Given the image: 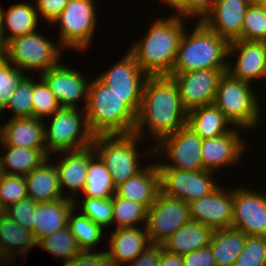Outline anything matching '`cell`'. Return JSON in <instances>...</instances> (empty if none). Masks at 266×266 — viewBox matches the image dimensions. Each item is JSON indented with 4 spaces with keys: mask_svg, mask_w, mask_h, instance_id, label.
Returning a JSON list of instances; mask_svg holds the SVG:
<instances>
[{
    "mask_svg": "<svg viewBox=\"0 0 266 266\" xmlns=\"http://www.w3.org/2000/svg\"><path fill=\"white\" fill-rule=\"evenodd\" d=\"M213 233L211 227L190 220L179 227L162 246L167 252L182 256L208 246Z\"/></svg>",
    "mask_w": 266,
    "mask_h": 266,
    "instance_id": "4316f807",
    "label": "cell"
},
{
    "mask_svg": "<svg viewBox=\"0 0 266 266\" xmlns=\"http://www.w3.org/2000/svg\"><path fill=\"white\" fill-rule=\"evenodd\" d=\"M60 153L63 155H61V160L56 162L55 167L58 171L61 192L63 197H67V193L66 196L64 195L65 188L69 189L68 191L71 190L73 196L69 198L74 201V194L81 193L86 183L88 148Z\"/></svg>",
    "mask_w": 266,
    "mask_h": 266,
    "instance_id": "d4e9b609",
    "label": "cell"
},
{
    "mask_svg": "<svg viewBox=\"0 0 266 266\" xmlns=\"http://www.w3.org/2000/svg\"><path fill=\"white\" fill-rule=\"evenodd\" d=\"M38 12L33 4L17 3L7 11L2 8V37L7 43L11 39L37 31ZM6 27L10 34L6 33Z\"/></svg>",
    "mask_w": 266,
    "mask_h": 266,
    "instance_id": "f1b7e54d",
    "label": "cell"
},
{
    "mask_svg": "<svg viewBox=\"0 0 266 266\" xmlns=\"http://www.w3.org/2000/svg\"><path fill=\"white\" fill-rule=\"evenodd\" d=\"M241 40L266 42V10L253 0L245 12Z\"/></svg>",
    "mask_w": 266,
    "mask_h": 266,
    "instance_id": "8d00e7d4",
    "label": "cell"
},
{
    "mask_svg": "<svg viewBox=\"0 0 266 266\" xmlns=\"http://www.w3.org/2000/svg\"><path fill=\"white\" fill-rule=\"evenodd\" d=\"M189 204L190 220L205 224L213 230L231 228L233 220V190L219 186L211 194Z\"/></svg>",
    "mask_w": 266,
    "mask_h": 266,
    "instance_id": "e0dca14e",
    "label": "cell"
},
{
    "mask_svg": "<svg viewBox=\"0 0 266 266\" xmlns=\"http://www.w3.org/2000/svg\"><path fill=\"white\" fill-rule=\"evenodd\" d=\"M187 114L177 86L170 76H148L133 133L145 139L143 131H147L155 146L164 137L186 126Z\"/></svg>",
    "mask_w": 266,
    "mask_h": 266,
    "instance_id": "6da1fadb",
    "label": "cell"
},
{
    "mask_svg": "<svg viewBox=\"0 0 266 266\" xmlns=\"http://www.w3.org/2000/svg\"><path fill=\"white\" fill-rule=\"evenodd\" d=\"M1 156V155H0ZM2 169H1V160H0V178H1V176H2Z\"/></svg>",
    "mask_w": 266,
    "mask_h": 266,
    "instance_id": "680465c9",
    "label": "cell"
},
{
    "mask_svg": "<svg viewBox=\"0 0 266 266\" xmlns=\"http://www.w3.org/2000/svg\"><path fill=\"white\" fill-rule=\"evenodd\" d=\"M246 241L243 231L226 228L214 230L209 244L216 266H233Z\"/></svg>",
    "mask_w": 266,
    "mask_h": 266,
    "instance_id": "1f68e13d",
    "label": "cell"
},
{
    "mask_svg": "<svg viewBox=\"0 0 266 266\" xmlns=\"http://www.w3.org/2000/svg\"><path fill=\"white\" fill-rule=\"evenodd\" d=\"M189 221V204L159 191L155 202L147 209L145 227L150 243L162 245Z\"/></svg>",
    "mask_w": 266,
    "mask_h": 266,
    "instance_id": "8fae6325",
    "label": "cell"
},
{
    "mask_svg": "<svg viewBox=\"0 0 266 266\" xmlns=\"http://www.w3.org/2000/svg\"><path fill=\"white\" fill-rule=\"evenodd\" d=\"M77 202L69 197H63L51 202L37 203L32 231L37 242L48 235L53 234L68 226V218L71 210Z\"/></svg>",
    "mask_w": 266,
    "mask_h": 266,
    "instance_id": "cb8c5ba5",
    "label": "cell"
},
{
    "mask_svg": "<svg viewBox=\"0 0 266 266\" xmlns=\"http://www.w3.org/2000/svg\"><path fill=\"white\" fill-rule=\"evenodd\" d=\"M6 44L2 35H0V62L6 60Z\"/></svg>",
    "mask_w": 266,
    "mask_h": 266,
    "instance_id": "f5cc1de1",
    "label": "cell"
},
{
    "mask_svg": "<svg viewBox=\"0 0 266 266\" xmlns=\"http://www.w3.org/2000/svg\"><path fill=\"white\" fill-rule=\"evenodd\" d=\"M241 129L233 127L224 135L203 140L201 148L203 170L216 172L220 167L225 168V165H235L240 162L247 145L240 137Z\"/></svg>",
    "mask_w": 266,
    "mask_h": 266,
    "instance_id": "d6986e66",
    "label": "cell"
},
{
    "mask_svg": "<svg viewBox=\"0 0 266 266\" xmlns=\"http://www.w3.org/2000/svg\"><path fill=\"white\" fill-rule=\"evenodd\" d=\"M33 79L25 76L10 97L6 109L13 112L11 119L33 117Z\"/></svg>",
    "mask_w": 266,
    "mask_h": 266,
    "instance_id": "74e56055",
    "label": "cell"
},
{
    "mask_svg": "<svg viewBox=\"0 0 266 266\" xmlns=\"http://www.w3.org/2000/svg\"><path fill=\"white\" fill-rule=\"evenodd\" d=\"M227 69H200L196 71L170 73L187 112L213 104L218 83Z\"/></svg>",
    "mask_w": 266,
    "mask_h": 266,
    "instance_id": "5bb4252c",
    "label": "cell"
},
{
    "mask_svg": "<svg viewBox=\"0 0 266 266\" xmlns=\"http://www.w3.org/2000/svg\"><path fill=\"white\" fill-rule=\"evenodd\" d=\"M231 227L247 236H266V193L246 188L233 190Z\"/></svg>",
    "mask_w": 266,
    "mask_h": 266,
    "instance_id": "9a60e30c",
    "label": "cell"
},
{
    "mask_svg": "<svg viewBox=\"0 0 266 266\" xmlns=\"http://www.w3.org/2000/svg\"><path fill=\"white\" fill-rule=\"evenodd\" d=\"M6 261H7V260H5V263H4V261H3V265L5 264L4 266H10V265L7 264ZM3 265L1 264L0 266H3Z\"/></svg>",
    "mask_w": 266,
    "mask_h": 266,
    "instance_id": "91938a15",
    "label": "cell"
},
{
    "mask_svg": "<svg viewBox=\"0 0 266 266\" xmlns=\"http://www.w3.org/2000/svg\"><path fill=\"white\" fill-rule=\"evenodd\" d=\"M116 192L108 168L95 153L92 146L88 147L87 178L82 194L89 198H109Z\"/></svg>",
    "mask_w": 266,
    "mask_h": 266,
    "instance_id": "4dcf8cb0",
    "label": "cell"
},
{
    "mask_svg": "<svg viewBox=\"0 0 266 266\" xmlns=\"http://www.w3.org/2000/svg\"><path fill=\"white\" fill-rule=\"evenodd\" d=\"M252 88V84L241 81L228 72H224L219 80L214 104L233 127L254 129L261 121L260 98Z\"/></svg>",
    "mask_w": 266,
    "mask_h": 266,
    "instance_id": "5b68a950",
    "label": "cell"
},
{
    "mask_svg": "<svg viewBox=\"0 0 266 266\" xmlns=\"http://www.w3.org/2000/svg\"><path fill=\"white\" fill-rule=\"evenodd\" d=\"M0 243L9 257L24 255L37 245L33 231L21 227L7 215L0 217ZM14 254V255H13Z\"/></svg>",
    "mask_w": 266,
    "mask_h": 266,
    "instance_id": "d6a6232c",
    "label": "cell"
},
{
    "mask_svg": "<svg viewBox=\"0 0 266 266\" xmlns=\"http://www.w3.org/2000/svg\"><path fill=\"white\" fill-rule=\"evenodd\" d=\"M140 140L142 139L134 133L94 137L92 147L108 168L116 187L144 168L139 163L141 155L137 143Z\"/></svg>",
    "mask_w": 266,
    "mask_h": 266,
    "instance_id": "8992f818",
    "label": "cell"
},
{
    "mask_svg": "<svg viewBox=\"0 0 266 266\" xmlns=\"http://www.w3.org/2000/svg\"><path fill=\"white\" fill-rule=\"evenodd\" d=\"M146 216L147 209L142 204L118 197L116 194L113 195L111 225L116 223V229L137 227L140 222L145 227Z\"/></svg>",
    "mask_w": 266,
    "mask_h": 266,
    "instance_id": "d590c367",
    "label": "cell"
},
{
    "mask_svg": "<svg viewBox=\"0 0 266 266\" xmlns=\"http://www.w3.org/2000/svg\"><path fill=\"white\" fill-rule=\"evenodd\" d=\"M6 215V207L3 205L0 199V217Z\"/></svg>",
    "mask_w": 266,
    "mask_h": 266,
    "instance_id": "11a10c76",
    "label": "cell"
},
{
    "mask_svg": "<svg viewBox=\"0 0 266 266\" xmlns=\"http://www.w3.org/2000/svg\"><path fill=\"white\" fill-rule=\"evenodd\" d=\"M2 146L47 149L44 120L35 117L14 118L0 125Z\"/></svg>",
    "mask_w": 266,
    "mask_h": 266,
    "instance_id": "7402d4cb",
    "label": "cell"
},
{
    "mask_svg": "<svg viewBox=\"0 0 266 266\" xmlns=\"http://www.w3.org/2000/svg\"><path fill=\"white\" fill-rule=\"evenodd\" d=\"M216 1L217 0H186V18L196 16L198 21L202 20L213 8Z\"/></svg>",
    "mask_w": 266,
    "mask_h": 266,
    "instance_id": "681fc988",
    "label": "cell"
},
{
    "mask_svg": "<svg viewBox=\"0 0 266 266\" xmlns=\"http://www.w3.org/2000/svg\"><path fill=\"white\" fill-rule=\"evenodd\" d=\"M257 1L266 10V0H257Z\"/></svg>",
    "mask_w": 266,
    "mask_h": 266,
    "instance_id": "6f0895ef",
    "label": "cell"
},
{
    "mask_svg": "<svg viewBox=\"0 0 266 266\" xmlns=\"http://www.w3.org/2000/svg\"><path fill=\"white\" fill-rule=\"evenodd\" d=\"M230 56H237L234 66L227 65L231 76L250 84L254 79L266 78V42L233 40L228 49Z\"/></svg>",
    "mask_w": 266,
    "mask_h": 266,
    "instance_id": "ac0fdd59",
    "label": "cell"
},
{
    "mask_svg": "<svg viewBox=\"0 0 266 266\" xmlns=\"http://www.w3.org/2000/svg\"><path fill=\"white\" fill-rule=\"evenodd\" d=\"M193 30H185L171 73L200 69H227L230 42L208 28L201 20Z\"/></svg>",
    "mask_w": 266,
    "mask_h": 266,
    "instance_id": "277c9868",
    "label": "cell"
},
{
    "mask_svg": "<svg viewBox=\"0 0 266 266\" xmlns=\"http://www.w3.org/2000/svg\"><path fill=\"white\" fill-rule=\"evenodd\" d=\"M160 191L168 196L179 198L187 203L214 192L219 184L213 171H183L172 168H158Z\"/></svg>",
    "mask_w": 266,
    "mask_h": 266,
    "instance_id": "4fadbf2b",
    "label": "cell"
},
{
    "mask_svg": "<svg viewBox=\"0 0 266 266\" xmlns=\"http://www.w3.org/2000/svg\"><path fill=\"white\" fill-rule=\"evenodd\" d=\"M160 191V174L157 163L146 165L136 175L116 187L118 197L142 204L148 209Z\"/></svg>",
    "mask_w": 266,
    "mask_h": 266,
    "instance_id": "603a6c76",
    "label": "cell"
},
{
    "mask_svg": "<svg viewBox=\"0 0 266 266\" xmlns=\"http://www.w3.org/2000/svg\"><path fill=\"white\" fill-rule=\"evenodd\" d=\"M36 206L37 202L27 196L17 203L9 205L6 208V215L21 227L32 231Z\"/></svg>",
    "mask_w": 266,
    "mask_h": 266,
    "instance_id": "ee69618b",
    "label": "cell"
},
{
    "mask_svg": "<svg viewBox=\"0 0 266 266\" xmlns=\"http://www.w3.org/2000/svg\"><path fill=\"white\" fill-rule=\"evenodd\" d=\"M184 266H216L210 246L182 255Z\"/></svg>",
    "mask_w": 266,
    "mask_h": 266,
    "instance_id": "7dc6e473",
    "label": "cell"
},
{
    "mask_svg": "<svg viewBox=\"0 0 266 266\" xmlns=\"http://www.w3.org/2000/svg\"><path fill=\"white\" fill-rule=\"evenodd\" d=\"M162 3L169 8H175L174 12H178L176 15L186 18V0H162Z\"/></svg>",
    "mask_w": 266,
    "mask_h": 266,
    "instance_id": "816d5d0a",
    "label": "cell"
},
{
    "mask_svg": "<svg viewBox=\"0 0 266 266\" xmlns=\"http://www.w3.org/2000/svg\"><path fill=\"white\" fill-rule=\"evenodd\" d=\"M1 19H2V7L0 5V35H2V21H1Z\"/></svg>",
    "mask_w": 266,
    "mask_h": 266,
    "instance_id": "9f6ffc18",
    "label": "cell"
},
{
    "mask_svg": "<svg viewBox=\"0 0 266 266\" xmlns=\"http://www.w3.org/2000/svg\"><path fill=\"white\" fill-rule=\"evenodd\" d=\"M143 228H118L109 235V250H105L111 266L127 265L152 245L146 227Z\"/></svg>",
    "mask_w": 266,
    "mask_h": 266,
    "instance_id": "44dd1931",
    "label": "cell"
},
{
    "mask_svg": "<svg viewBox=\"0 0 266 266\" xmlns=\"http://www.w3.org/2000/svg\"><path fill=\"white\" fill-rule=\"evenodd\" d=\"M61 62L42 73L39 77L46 83L58 99L62 108H79L80 99L84 100L83 108H86L88 100V87L90 81L80 72Z\"/></svg>",
    "mask_w": 266,
    "mask_h": 266,
    "instance_id": "2e32d148",
    "label": "cell"
},
{
    "mask_svg": "<svg viewBox=\"0 0 266 266\" xmlns=\"http://www.w3.org/2000/svg\"><path fill=\"white\" fill-rule=\"evenodd\" d=\"M253 0H217L201 20L208 28L227 39L241 40L246 9Z\"/></svg>",
    "mask_w": 266,
    "mask_h": 266,
    "instance_id": "ffe728a7",
    "label": "cell"
},
{
    "mask_svg": "<svg viewBox=\"0 0 266 266\" xmlns=\"http://www.w3.org/2000/svg\"><path fill=\"white\" fill-rule=\"evenodd\" d=\"M184 17L173 14L155 20L146 36L133 44L130 52L148 76L169 75L173 70L181 38L185 32Z\"/></svg>",
    "mask_w": 266,
    "mask_h": 266,
    "instance_id": "7a4b0ae2",
    "label": "cell"
},
{
    "mask_svg": "<svg viewBox=\"0 0 266 266\" xmlns=\"http://www.w3.org/2000/svg\"><path fill=\"white\" fill-rule=\"evenodd\" d=\"M33 117L43 119L51 117L56 111L62 108L58 99L40 78L33 80Z\"/></svg>",
    "mask_w": 266,
    "mask_h": 266,
    "instance_id": "f35d334b",
    "label": "cell"
},
{
    "mask_svg": "<svg viewBox=\"0 0 266 266\" xmlns=\"http://www.w3.org/2000/svg\"><path fill=\"white\" fill-rule=\"evenodd\" d=\"M15 257H9L8 254L5 252L3 246L0 243V263H3V261L5 260H9L10 262L8 264H10L12 262V264H14L13 262L15 261L14 259Z\"/></svg>",
    "mask_w": 266,
    "mask_h": 266,
    "instance_id": "db71d44e",
    "label": "cell"
},
{
    "mask_svg": "<svg viewBox=\"0 0 266 266\" xmlns=\"http://www.w3.org/2000/svg\"><path fill=\"white\" fill-rule=\"evenodd\" d=\"M203 139L187 125L178 129L175 133L164 137L153 150L150 148L146 155L160 154L164 152V158L171 162L158 163V168H172L183 171L203 170L201 157ZM160 151V153H158Z\"/></svg>",
    "mask_w": 266,
    "mask_h": 266,
    "instance_id": "30bf717a",
    "label": "cell"
},
{
    "mask_svg": "<svg viewBox=\"0 0 266 266\" xmlns=\"http://www.w3.org/2000/svg\"><path fill=\"white\" fill-rule=\"evenodd\" d=\"M49 160L50 157L25 176L27 196L37 203L63 198L58 171Z\"/></svg>",
    "mask_w": 266,
    "mask_h": 266,
    "instance_id": "484cf974",
    "label": "cell"
},
{
    "mask_svg": "<svg viewBox=\"0 0 266 266\" xmlns=\"http://www.w3.org/2000/svg\"><path fill=\"white\" fill-rule=\"evenodd\" d=\"M68 2L69 0H35L34 5L40 17L52 25Z\"/></svg>",
    "mask_w": 266,
    "mask_h": 266,
    "instance_id": "bcb514c9",
    "label": "cell"
},
{
    "mask_svg": "<svg viewBox=\"0 0 266 266\" xmlns=\"http://www.w3.org/2000/svg\"><path fill=\"white\" fill-rule=\"evenodd\" d=\"M64 49L37 31L11 39L6 44V60L22 71L45 72L60 63Z\"/></svg>",
    "mask_w": 266,
    "mask_h": 266,
    "instance_id": "ba28073f",
    "label": "cell"
},
{
    "mask_svg": "<svg viewBox=\"0 0 266 266\" xmlns=\"http://www.w3.org/2000/svg\"><path fill=\"white\" fill-rule=\"evenodd\" d=\"M85 110L89 128L95 136L134 132L136 113L97 77L89 83Z\"/></svg>",
    "mask_w": 266,
    "mask_h": 266,
    "instance_id": "3957f363",
    "label": "cell"
},
{
    "mask_svg": "<svg viewBox=\"0 0 266 266\" xmlns=\"http://www.w3.org/2000/svg\"><path fill=\"white\" fill-rule=\"evenodd\" d=\"M162 245L152 244L145 251L139 254L129 266H158L160 260V252L163 250ZM125 265V266H128Z\"/></svg>",
    "mask_w": 266,
    "mask_h": 266,
    "instance_id": "c3c4849f",
    "label": "cell"
},
{
    "mask_svg": "<svg viewBox=\"0 0 266 266\" xmlns=\"http://www.w3.org/2000/svg\"><path fill=\"white\" fill-rule=\"evenodd\" d=\"M82 215L89 217L93 222L99 224L103 229L110 227L112 222L113 196L109 198L84 197L81 202Z\"/></svg>",
    "mask_w": 266,
    "mask_h": 266,
    "instance_id": "ab89813d",
    "label": "cell"
},
{
    "mask_svg": "<svg viewBox=\"0 0 266 266\" xmlns=\"http://www.w3.org/2000/svg\"><path fill=\"white\" fill-rule=\"evenodd\" d=\"M37 246H41L43 250L54 255V258L56 257V259L60 257V259L63 258V263L70 261L82 252L77 240L71 233L69 226L41 238L37 242Z\"/></svg>",
    "mask_w": 266,
    "mask_h": 266,
    "instance_id": "e575fe53",
    "label": "cell"
},
{
    "mask_svg": "<svg viewBox=\"0 0 266 266\" xmlns=\"http://www.w3.org/2000/svg\"><path fill=\"white\" fill-rule=\"evenodd\" d=\"M148 75L140 68L134 55L129 51L108 71H103L97 78L137 114L140 108L142 92Z\"/></svg>",
    "mask_w": 266,
    "mask_h": 266,
    "instance_id": "7c38bea8",
    "label": "cell"
},
{
    "mask_svg": "<svg viewBox=\"0 0 266 266\" xmlns=\"http://www.w3.org/2000/svg\"><path fill=\"white\" fill-rule=\"evenodd\" d=\"M26 197L25 176L2 174L0 178V199L6 208Z\"/></svg>",
    "mask_w": 266,
    "mask_h": 266,
    "instance_id": "7bdbcfd3",
    "label": "cell"
},
{
    "mask_svg": "<svg viewBox=\"0 0 266 266\" xmlns=\"http://www.w3.org/2000/svg\"><path fill=\"white\" fill-rule=\"evenodd\" d=\"M187 126L203 140L224 135L233 128V125L214 103L189 111Z\"/></svg>",
    "mask_w": 266,
    "mask_h": 266,
    "instance_id": "83f0119b",
    "label": "cell"
},
{
    "mask_svg": "<svg viewBox=\"0 0 266 266\" xmlns=\"http://www.w3.org/2000/svg\"><path fill=\"white\" fill-rule=\"evenodd\" d=\"M81 109L61 108L52 115L51 123L45 126V145L49 156L55 152L60 154L92 146L95 135L89 128L86 110Z\"/></svg>",
    "mask_w": 266,
    "mask_h": 266,
    "instance_id": "52a82bcc",
    "label": "cell"
},
{
    "mask_svg": "<svg viewBox=\"0 0 266 266\" xmlns=\"http://www.w3.org/2000/svg\"><path fill=\"white\" fill-rule=\"evenodd\" d=\"M25 73L15 68L7 60L0 62V114L6 110L10 97L21 80L26 76Z\"/></svg>",
    "mask_w": 266,
    "mask_h": 266,
    "instance_id": "b9f144b4",
    "label": "cell"
},
{
    "mask_svg": "<svg viewBox=\"0 0 266 266\" xmlns=\"http://www.w3.org/2000/svg\"><path fill=\"white\" fill-rule=\"evenodd\" d=\"M82 251L62 266H111L106 251Z\"/></svg>",
    "mask_w": 266,
    "mask_h": 266,
    "instance_id": "f6af8a7d",
    "label": "cell"
},
{
    "mask_svg": "<svg viewBox=\"0 0 266 266\" xmlns=\"http://www.w3.org/2000/svg\"><path fill=\"white\" fill-rule=\"evenodd\" d=\"M158 266H184V264L181 255H174L163 249L160 252Z\"/></svg>",
    "mask_w": 266,
    "mask_h": 266,
    "instance_id": "f907efd6",
    "label": "cell"
},
{
    "mask_svg": "<svg viewBox=\"0 0 266 266\" xmlns=\"http://www.w3.org/2000/svg\"><path fill=\"white\" fill-rule=\"evenodd\" d=\"M74 206L68 218L69 229L77 240L80 249L82 251H90L92 247L96 248V246L100 244L101 238L103 237L102 235H104V230L89 217L81 213L75 215L74 213L79 204H74Z\"/></svg>",
    "mask_w": 266,
    "mask_h": 266,
    "instance_id": "836d02e7",
    "label": "cell"
},
{
    "mask_svg": "<svg viewBox=\"0 0 266 266\" xmlns=\"http://www.w3.org/2000/svg\"><path fill=\"white\" fill-rule=\"evenodd\" d=\"M95 2V0H69L63 12L54 21L53 24L58 23L60 26L59 45L64 50L71 48L81 52L90 46L97 26L98 11Z\"/></svg>",
    "mask_w": 266,
    "mask_h": 266,
    "instance_id": "9c48e42d",
    "label": "cell"
},
{
    "mask_svg": "<svg viewBox=\"0 0 266 266\" xmlns=\"http://www.w3.org/2000/svg\"><path fill=\"white\" fill-rule=\"evenodd\" d=\"M1 147L7 150L6 154L0 156L2 173L6 175L26 176L50 157L47 149Z\"/></svg>",
    "mask_w": 266,
    "mask_h": 266,
    "instance_id": "f546056e",
    "label": "cell"
},
{
    "mask_svg": "<svg viewBox=\"0 0 266 266\" xmlns=\"http://www.w3.org/2000/svg\"><path fill=\"white\" fill-rule=\"evenodd\" d=\"M233 266H266V236H247Z\"/></svg>",
    "mask_w": 266,
    "mask_h": 266,
    "instance_id": "60d3db41",
    "label": "cell"
}]
</instances>
